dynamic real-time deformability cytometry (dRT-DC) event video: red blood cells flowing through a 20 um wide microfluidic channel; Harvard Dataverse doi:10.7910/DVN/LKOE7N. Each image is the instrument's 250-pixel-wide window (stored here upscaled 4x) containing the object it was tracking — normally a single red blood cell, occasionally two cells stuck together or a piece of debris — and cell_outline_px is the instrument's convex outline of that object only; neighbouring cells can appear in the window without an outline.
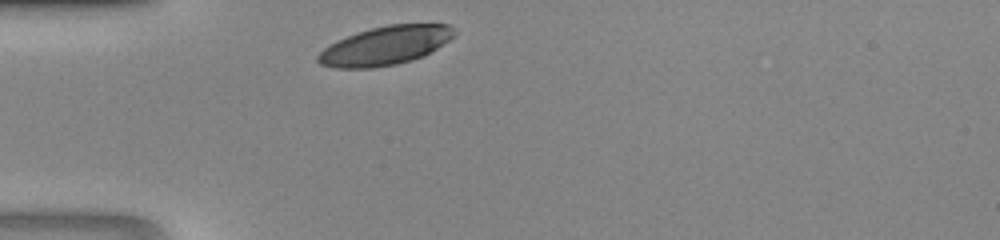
{"species": "human", "species_latin": "Homo sapiens", "temperature_condition": "room temperature", "stored_images_in_passage": 24, "camera_frame_rate_fps": 3000, "um_per_image_px": 0.085, "donor": {"sex": "male"}, "frame": {"image": 1, "passage_image": 1, "time_ms": 0.0, "image_size_px": [1000, 240], "cell_outline_px": [[456, 32], [448, 40], [424, 56], [412, 60], [396, 64], [372, 68], [332, 68], [320, 64], [316, 60], [316, 56], [324, 48], [336, 40], [372, 28], [388, 24], [448, 24]], "centroid_in_image_um": [32.71, 3.89], "position_along_channel_um": 52.3, "area_um2": 30.52}}
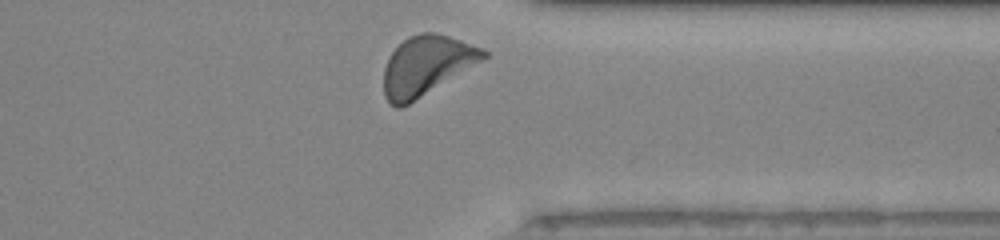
{"frame": {"image": 2, "passage_image": 24, "time_ms": 7.667, "image_size_px": [1000, 240], "cell_outline_px": [[488, 56], [484, 60], [408, 104], [400, 108], [396, 108], [388, 104], [384, 96], [384, 68], [388, 56], [408, 36], [420, 32], [436, 32], [484, 48], [488, 52]], "centroid_in_image_um": [36.24, 5.57], "position_along_channel_um": 375.2, "area_um2": 34.56}}